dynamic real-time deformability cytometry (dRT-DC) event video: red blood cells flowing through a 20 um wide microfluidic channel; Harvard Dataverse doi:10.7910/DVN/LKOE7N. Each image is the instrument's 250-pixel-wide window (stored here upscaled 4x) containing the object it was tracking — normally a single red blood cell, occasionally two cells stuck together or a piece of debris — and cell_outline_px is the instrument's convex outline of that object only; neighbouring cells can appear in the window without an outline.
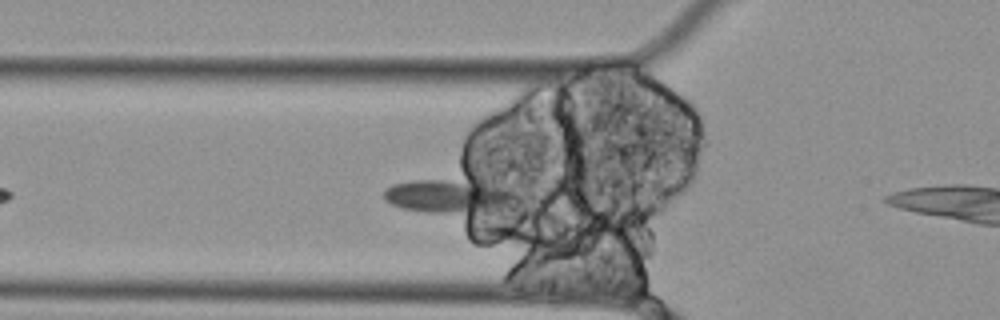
{"species": "Egyptian fruit bat (a non-hibernating species)", "species_latin": "Rousettus aegyptiacus", "temperature_condition": "cold", "stored_images_in_passage": 5, "camera_frame_rate_fps": 3000, "um_per_image_px": 0.085, "animal": {"sex": "female"}, "frame": {"image": 1, "passage_image": 4, "time_ms": 1.0, "image_size_px": [1000, 320], "cell_outline_px": [[520, 200], [500, 208], [484, 212], [424, 212], [400, 208], [384, 200], [384, 192], [392, 184], [412, 180], [448, 180], [476, 184], [516, 192]], "centroid_in_image_um": [38.05, 16.71], "position_along_channel_um": 87.7, "area_um2": 24.85}}